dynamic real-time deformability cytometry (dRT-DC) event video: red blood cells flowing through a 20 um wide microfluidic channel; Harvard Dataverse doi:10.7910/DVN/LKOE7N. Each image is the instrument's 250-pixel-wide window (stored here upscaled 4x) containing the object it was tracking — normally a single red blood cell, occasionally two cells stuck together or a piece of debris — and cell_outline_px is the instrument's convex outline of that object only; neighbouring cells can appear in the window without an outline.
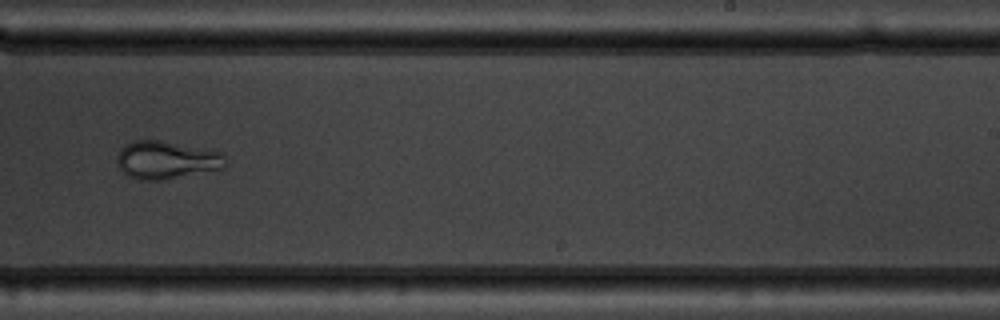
{"species": "common noctule bat (a hibernating species)", "species_latin": "Nyctalus noctula", "temperature_condition": "warm", "stored_images_in_passage": 10, "camera_frame_rate_fps": 3000, "um_per_image_px": 0.085, "animal": {"sex": "male", "body_mass_g": 19.5, "forearm_length_mm": 54.6}, "frame": {"image": 1, "passage_image": 10, "time_ms": 10.333, "image_size_px": [1000, 320], "cell_outline_px": [[224, 168], [164, 180], [140, 180], [128, 176], [120, 168], [116, 160], [116, 156], [120, 148], [124, 144], [136, 140], [160, 140], [224, 152]], "centroid_in_image_um": [14.12, 13.59], "position_along_channel_um": 274.9, "area_um2": 24.04}}